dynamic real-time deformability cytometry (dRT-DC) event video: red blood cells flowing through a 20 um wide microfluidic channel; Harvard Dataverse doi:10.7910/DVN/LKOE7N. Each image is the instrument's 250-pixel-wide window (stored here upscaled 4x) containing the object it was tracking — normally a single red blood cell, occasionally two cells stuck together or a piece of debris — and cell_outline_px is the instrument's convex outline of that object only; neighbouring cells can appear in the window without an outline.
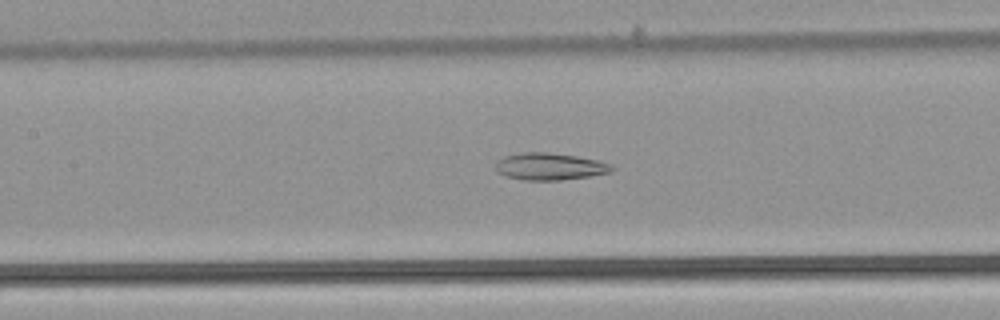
{"species": "common noctule bat (a hibernating species)", "species_latin": "Nyctalus noctula", "temperature_condition": "warm", "stored_images_in_passage": 47, "camera_frame_rate_fps": 3000, "um_per_image_px": 0.085, "animal": {"sex": "male", "body_mass_g": 21.5, "forearm_length_mm": 52.0}, "frame": {"image": 1, "passage_image": 19, "time_ms": 6.0, "image_size_px": [1000, 320], "cell_outline_px": [[616, 168], [612, 172], [588, 176], [560, 180], [524, 180], [504, 176], [496, 172], [496, 160], [504, 156], [524, 152], [548, 152], [576, 156], [596, 160], [612, 164]], "centroid_in_image_um": [46.71, 14.15], "position_along_channel_um": 160.7, "area_um2": 18.44}}
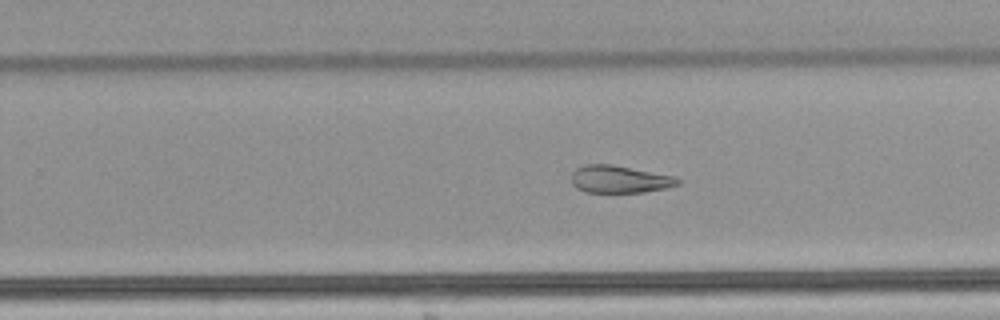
{"frame": {"image": 2, "passage_image": 28, "time_ms": 9.0, "image_size_px": [1000, 320], "cell_outline_px": [[680, 184], [668, 188], [644, 192], [588, 192], [576, 188], [572, 184], [572, 172], [576, 168], [584, 164], [612, 164], [672, 176], [680, 180]], "centroid_in_image_um": [52.64, 15.23], "position_along_channel_um": 277.2, "area_um2": 16.94}}
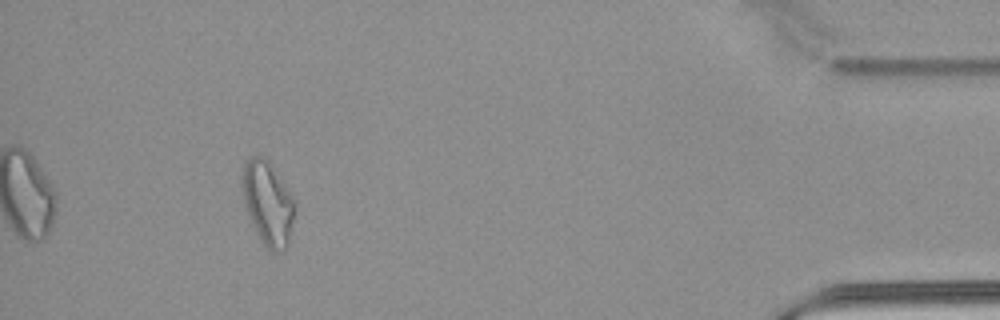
{"frame": {"image": 3, "passage_image": 43, "time_ms": 14.0, "image_size_px": [1000, 320], "cell_outline_px": [[296, 208], [288, 244], [280, 252], [272, 252], [264, 244], [244, 204], [240, 180], [244, 164], [252, 156], [264, 156], [268, 160], [296, 200]], "centroid_in_image_um": [22.78, 17.22], "position_along_channel_um": 412.4, "area_um2": 25.49}, "authors_computed_cell_mechanics": {"area_um2": 22.9466, "velocity_mm_per_s": 3.9032, "shape_relaxation_time_tau1_ms": null, "shape_relaxation_time_tau2_ms": 4.7833, "deformation_change_tau1": null, "deformation_change_tau2": 0.1388}}